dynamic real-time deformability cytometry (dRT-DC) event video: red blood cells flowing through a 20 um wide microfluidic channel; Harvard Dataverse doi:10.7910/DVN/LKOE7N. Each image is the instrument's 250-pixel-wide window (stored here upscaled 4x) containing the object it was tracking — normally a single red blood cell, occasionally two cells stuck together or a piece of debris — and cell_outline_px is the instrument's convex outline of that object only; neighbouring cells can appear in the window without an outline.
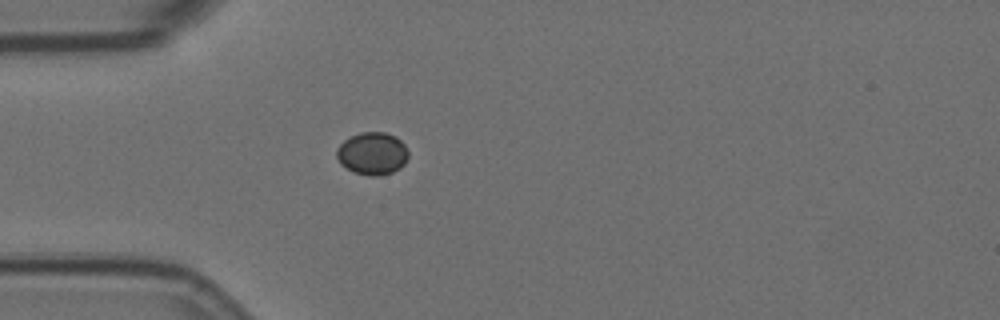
{"species": "Egyptian fruit bat (a non-hibernating species)", "species_latin": "Rousettus aegyptiacus", "temperature_condition": "room temperature", "stored_images_in_passage": 1, "camera_frame_rate_fps": 3000, "um_per_image_px": 0.085, "animal": {"sex": "female"}, "frame": {"image": 1, "passage_image": 1, "time_ms": 0.0, "image_size_px": [1000, 320], "cell_outline_px": [[408, 156], [404, 164], [400, 168], [392, 172], [380, 176], [368, 176], [352, 172], [340, 164], [336, 156], [336, 148], [344, 140], [360, 132], [384, 132], [396, 136], [404, 144], [408, 152]], "centroid_in_image_um": [31.63, 13.06], "position_along_channel_um": 53.4, "area_um2": 17.98}}